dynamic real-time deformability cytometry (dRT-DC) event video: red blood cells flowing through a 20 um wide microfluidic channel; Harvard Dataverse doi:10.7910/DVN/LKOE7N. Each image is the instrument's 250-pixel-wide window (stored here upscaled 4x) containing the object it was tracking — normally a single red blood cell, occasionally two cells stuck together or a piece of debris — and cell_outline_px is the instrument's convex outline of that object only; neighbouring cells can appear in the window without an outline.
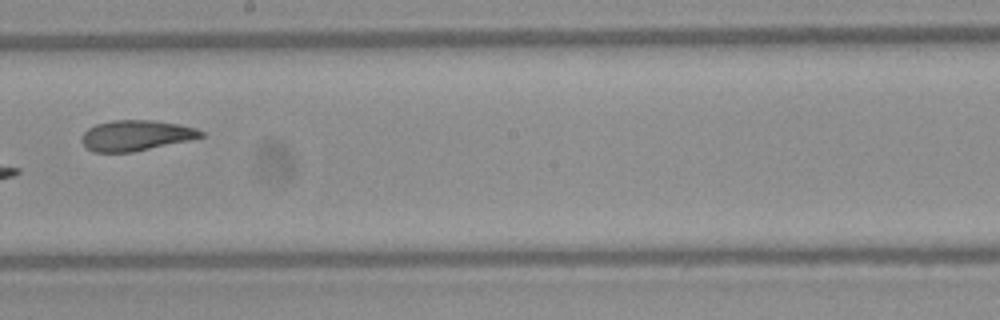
{"species": "Egyptian fruit bat (a non-hibernating species)", "species_latin": "Rousettus aegyptiacus", "temperature_condition": "warm", "stored_images_in_passage": 9, "camera_frame_rate_fps": 3000, "um_per_image_px": 0.085, "frame": {"image": 1, "passage_image": 9, "time_ms": 2.667, "image_size_px": [1000, 320], "cell_outline_px": [[204, 136], [188, 140], [132, 152], [92, 152], [80, 140], [80, 136], [88, 128], [96, 124], [112, 120], [156, 120], [180, 124], [196, 128], [204, 132]], "centroid_in_image_um": [11.54, 11.5], "position_along_channel_um": 236.7, "area_um2": 21.21}}